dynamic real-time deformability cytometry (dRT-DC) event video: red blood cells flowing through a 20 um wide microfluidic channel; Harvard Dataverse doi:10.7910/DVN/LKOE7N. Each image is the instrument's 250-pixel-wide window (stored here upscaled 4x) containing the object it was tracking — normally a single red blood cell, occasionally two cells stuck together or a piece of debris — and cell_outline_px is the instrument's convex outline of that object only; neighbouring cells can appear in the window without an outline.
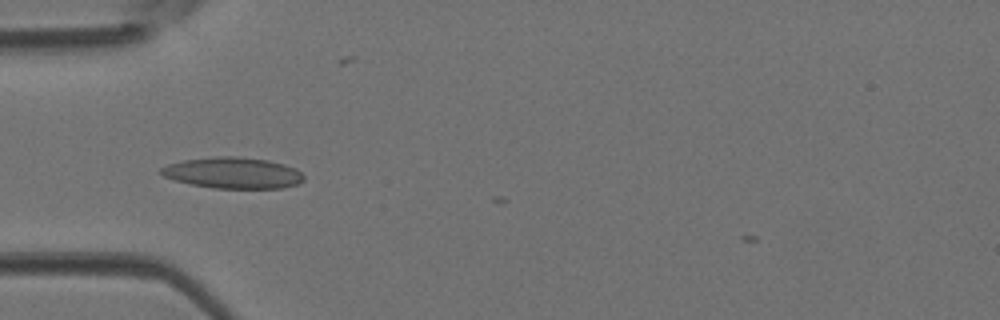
{"species": "Egyptian fruit bat (a non-hibernating species)", "species_latin": "Rousettus aegyptiacus", "temperature_condition": "room temperature", "stored_images_in_passage": 6, "camera_frame_rate_fps": 3000, "um_per_image_px": 0.085, "animal": {"sex": "female"}, "frame": {"image": 1, "passage_image": 1, "time_ms": 0.0, "image_size_px": [1000, 320], "cell_outline_px": [[304, 180], [296, 184], [280, 188], [212, 188], [172, 180], [164, 176], [160, 172], [160, 168], [168, 164], [184, 160], [216, 156], [236, 156], [268, 160], [284, 164], [296, 168], [304, 176]], "centroid_in_image_um": [19.79, 14.69], "position_along_channel_um": 65.2, "area_um2": 25.89}}
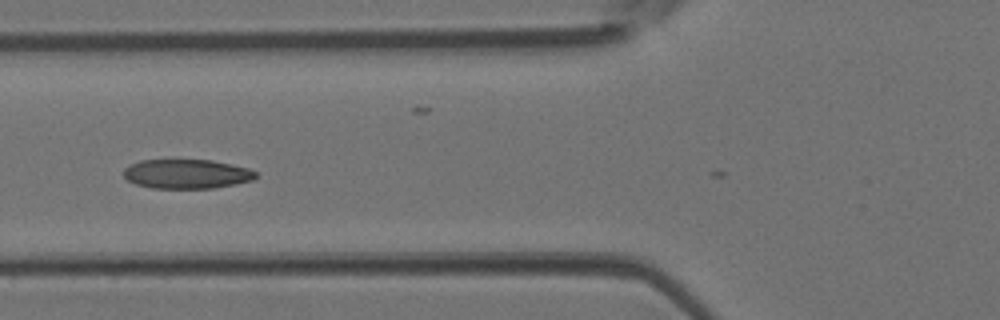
{"frame": {"image": 2, "passage_image": 4, "time_ms": 1.0, "image_size_px": [1000, 320], "cell_outline_px": [[256, 176], [252, 180], [212, 188], [152, 188], [136, 184], [128, 180], [124, 176], [124, 168], [140, 160], [212, 160], [232, 164], [248, 168], [256, 172]], "centroid_in_image_um": [15.85, 14.78], "position_along_channel_um": 109.9, "area_um2": 22.37}}